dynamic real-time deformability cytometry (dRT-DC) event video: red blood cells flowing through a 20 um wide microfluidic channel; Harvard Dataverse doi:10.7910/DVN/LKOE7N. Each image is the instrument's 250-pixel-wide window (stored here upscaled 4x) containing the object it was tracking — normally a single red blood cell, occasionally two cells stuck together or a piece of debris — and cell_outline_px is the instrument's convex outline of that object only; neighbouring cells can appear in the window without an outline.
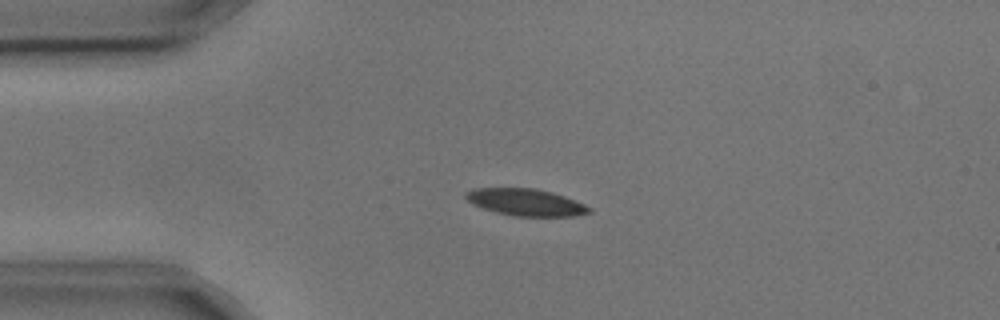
{"species": "common noctule bat (a hibernating species)", "species_latin": "Nyctalus noctula", "temperature_condition": "cold", "stored_images_in_passage": 3, "camera_frame_rate_fps": 3000, "um_per_image_px": 0.085, "animal": {"sex": "male", "body_mass_g": 17.9, "forearm_length_mm": 54.2}, "frame": {"image": 1, "passage_image": 2, "time_ms": 0.333, "image_size_px": [1000, 320], "cell_outline_px": [[592, 212], [576, 216], [516, 216], [496, 212], [472, 204], [464, 196], [464, 192], [472, 188], [536, 188], [552, 192], [564, 196], [584, 204], [592, 208]], "centroid_in_image_um": [44.69, 17.18], "position_along_channel_um": 40.3, "area_um2": 19.42}}